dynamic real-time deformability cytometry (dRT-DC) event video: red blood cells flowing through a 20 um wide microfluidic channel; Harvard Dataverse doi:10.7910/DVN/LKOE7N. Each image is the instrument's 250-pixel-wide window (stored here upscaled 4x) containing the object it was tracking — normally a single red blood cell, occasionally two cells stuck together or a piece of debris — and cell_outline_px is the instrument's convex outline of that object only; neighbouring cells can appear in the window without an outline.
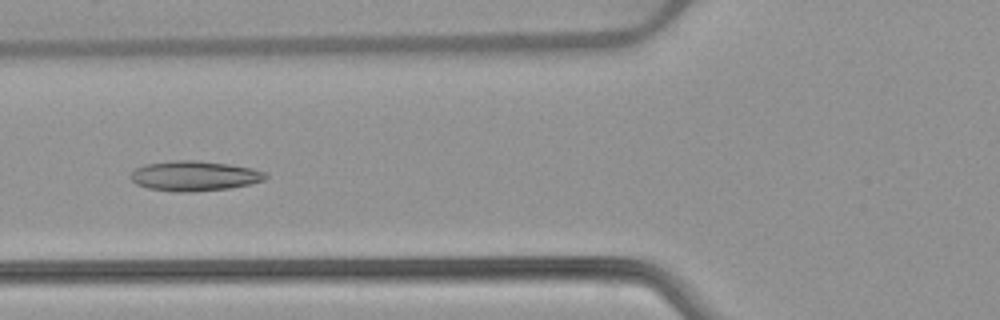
{"species": "common noctule bat (a hibernating species)", "species_latin": "Nyctalus noctula", "temperature_condition": "warm", "stored_images_in_passage": 53, "camera_frame_rate_fps": 3000, "um_per_image_px": 0.085, "animal": {"sex": "female", "body_mass_g": 22.7, "forearm_length_mm": 54.2}, "frame": {"image": 1, "passage_image": 21, "time_ms": 6.667, "image_size_px": [1000, 320], "cell_outline_px": [[268, 176], [264, 180], [248, 184], [228, 188], [188, 192], [176, 192], [148, 188], [136, 184], [132, 180], [132, 172], [136, 168], [144, 164], [172, 160], [200, 160], [232, 164], [252, 168], [264, 172]], "centroid_in_image_um": [16.52, 14.93], "position_along_channel_um": 109.3, "area_um2": 23.58}}
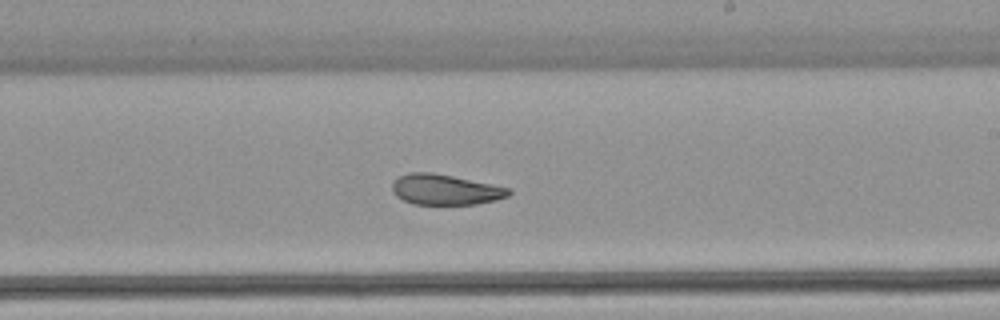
{"frame": {"image": 2, "passage_image": 32, "time_ms": 10.333, "image_size_px": [1000, 320], "cell_outline_px": [[512, 192], [508, 196], [496, 200], [476, 204], [412, 204], [396, 196], [392, 192], [392, 184], [400, 176], [408, 172], [432, 172], [512, 188]], "centroid_in_image_um": [37.86, 16.12], "position_along_channel_um": 251.1, "area_um2": 20.69}}
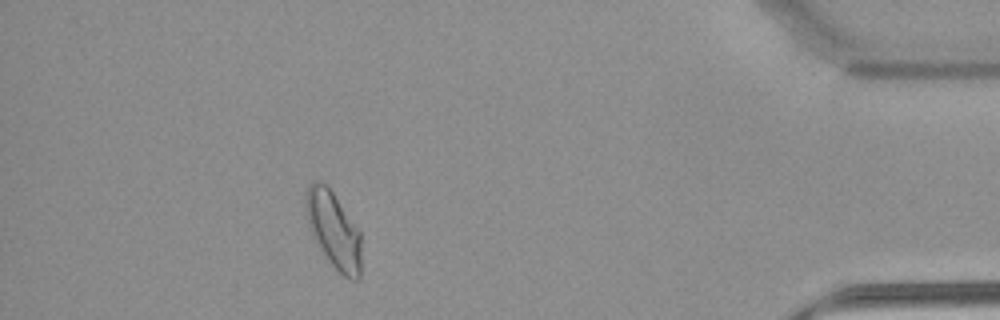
{"frame": {"image": 3, "passage_image": 48, "time_ms": 15.667, "image_size_px": [1000, 320], "cell_outline_px": [[360, 280], [352, 280], [344, 276], [332, 264], [312, 236], [308, 224], [304, 204], [304, 196], [312, 180], [320, 180], [328, 184], [360, 232]], "centroid_in_image_um": [28.33, 19.47], "position_along_channel_um": 406.9, "area_um2": 24.74}, "authors_computed_cell_mechanics": {"area_um2": 23.5824, "velocity_mm_per_s": 3.8773, "shape_relaxation_time_tau1_ms": null, "shape_relaxation_time_tau2_ms": 2.266, "deformation_change_tau1": null, "deformation_change_tau2": 0.0706}}